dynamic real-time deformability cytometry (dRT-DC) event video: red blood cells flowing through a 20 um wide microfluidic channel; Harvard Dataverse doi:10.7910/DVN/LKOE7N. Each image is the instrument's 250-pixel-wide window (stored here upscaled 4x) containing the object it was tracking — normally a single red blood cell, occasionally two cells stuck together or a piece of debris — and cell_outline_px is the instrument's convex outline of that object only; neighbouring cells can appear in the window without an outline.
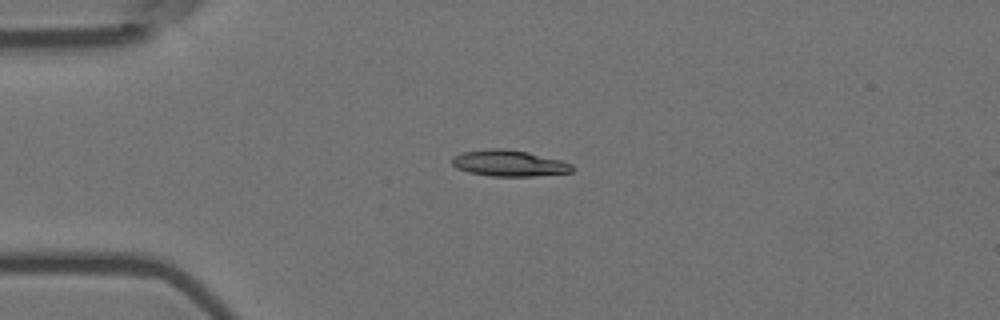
{"species": "Egyptian fruit bat (a non-hibernating species)", "species_latin": "Rousettus aegyptiacus", "temperature_condition": "room temperature", "stored_images_in_passage": 4, "camera_frame_rate_fps": 3000, "um_per_image_px": 0.085, "animal": {"sex": "female"}, "frame": {"image": 1, "passage_image": 4, "time_ms": 1.0, "image_size_px": [1000, 320], "cell_outline_px": [[572, 172], [532, 176], [492, 176], [468, 172], [456, 168], [452, 164], [452, 156], [464, 152], [488, 148], [504, 148], [528, 152], [560, 160], [572, 164]], "centroid_in_image_um": [43.23, 13.87], "position_along_channel_um": 41.8, "area_um2": 18.26}}